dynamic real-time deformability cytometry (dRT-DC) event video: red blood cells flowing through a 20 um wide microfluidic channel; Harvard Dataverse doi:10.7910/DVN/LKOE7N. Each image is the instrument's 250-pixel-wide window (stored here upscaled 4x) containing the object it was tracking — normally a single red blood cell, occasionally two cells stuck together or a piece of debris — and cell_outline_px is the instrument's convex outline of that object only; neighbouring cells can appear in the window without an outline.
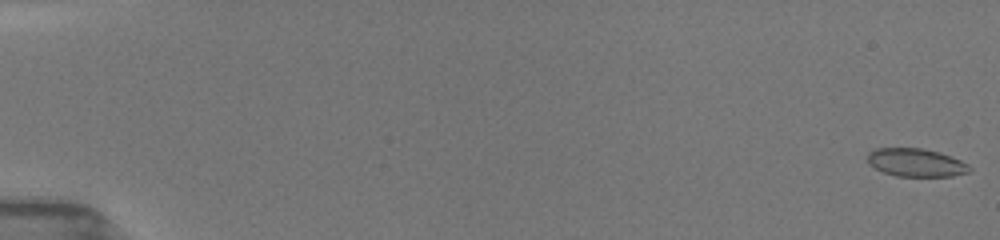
{"species": "common noctule bat (a hibernating species)", "species_latin": "Nyctalus noctula", "temperature_condition": "room temperature", "stored_images_in_passage": 75, "camera_frame_rate_fps": 3000, "um_per_image_px": 0.085, "animal": {"sex": "female", "body_mass_g": 19.5, "forearm_length_mm": 54.1}, "frame": {"image": 1, "passage_image": 1, "time_ms": 0.0, "image_size_px": [1000, 240], "cell_outline_px": [[972, 168], [968, 172], [952, 176], [896, 176], [884, 172], [868, 164], [868, 152], [876, 148], [924, 148], [940, 152], [960, 160], [968, 164]], "centroid_in_image_um": [77.86, 13.81], "position_along_channel_um": 7.1, "area_um2": 16.7}}
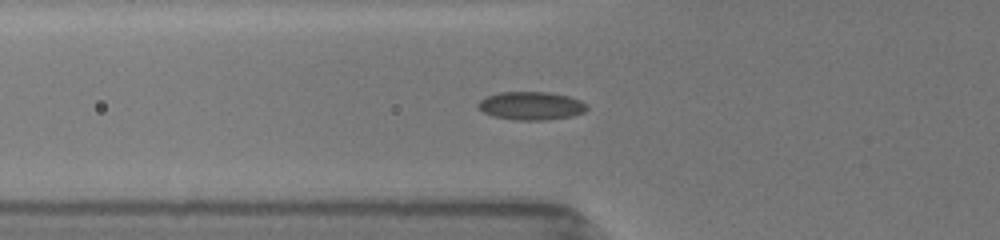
{"frame": {"image": 2, "passage_image": 28, "time_ms": 6.333, "image_size_px": [1000, 240], "cell_outline_px": [[588, 108], [584, 112], [572, 116], [548, 120], [516, 120], [492, 116], [484, 112], [476, 104], [484, 96], [500, 92], [552, 92], [568, 96], [580, 100], [588, 104]], "centroid_in_image_um": [45.16, 8.99], "position_along_channel_um": 80.6, "area_um2": 18.09}}
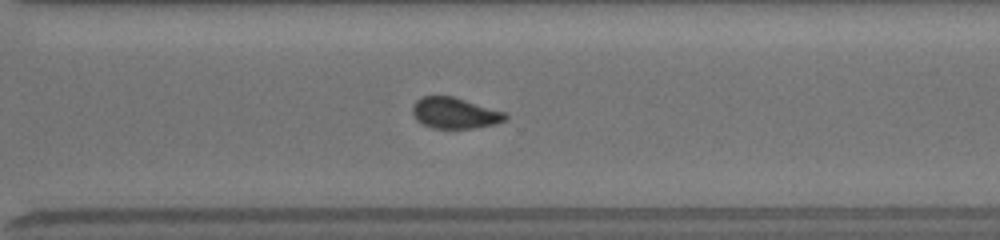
{"frame": {"image": 3, "passage_image": 72, "time_ms": 12.667, "image_size_px": [1000, 240], "cell_outline_px": [[508, 120], [496, 124], [472, 128], [432, 128], [420, 124], [412, 116], [412, 104], [420, 96], [452, 96], [508, 112]], "centroid_in_image_um": [38.66, 9.61], "position_along_channel_um": 331.9, "area_um2": 17.22}}